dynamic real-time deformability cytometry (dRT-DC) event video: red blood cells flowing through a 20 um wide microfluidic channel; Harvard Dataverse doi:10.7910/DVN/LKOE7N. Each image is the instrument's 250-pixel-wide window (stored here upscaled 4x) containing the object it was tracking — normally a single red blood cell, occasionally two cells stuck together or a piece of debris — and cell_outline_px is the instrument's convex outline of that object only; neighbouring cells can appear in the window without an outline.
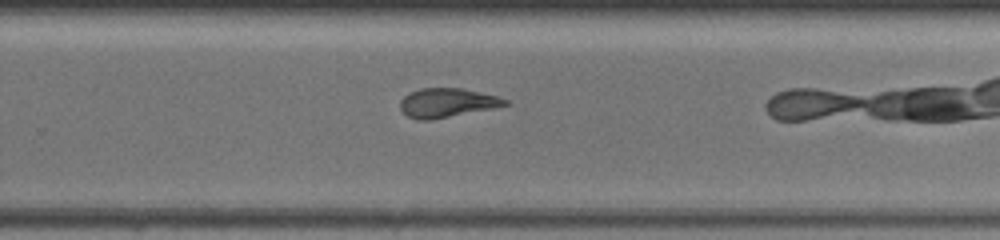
{"species": "common noctule bat (a hibernating species)", "species_latin": "Nyctalus noctula", "temperature_condition": "warm", "stored_images_in_passage": 15, "camera_frame_rate_fps": 3000, "um_per_image_px": 0.085, "animal": {"sex": "female", "body_mass_g": 19.5, "forearm_length_mm": 54.1}, "frame": {"image": 1, "passage_image": 9, "time_ms": 6.667, "image_size_px": [1000, 240], "cell_outline_px": [[508, 104], [492, 108], [432, 120], [416, 120], [408, 116], [400, 108], [400, 100], [408, 92], [420, 88], [460, 88], [496, 96], [508, 100]], "centroid_in_image_um": [37.93, 8.74], "position_along_channel_um": 291.9, "area_um2": 17.63}}
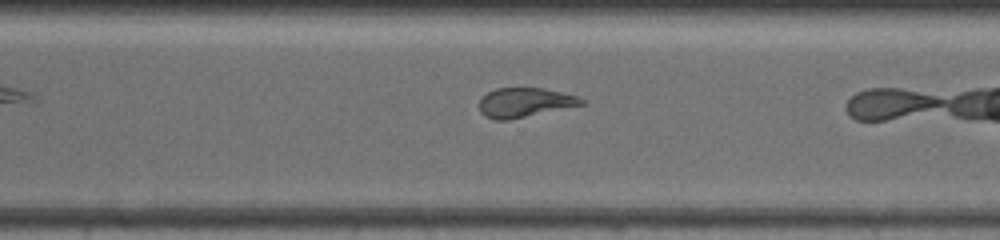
{"frame": {"image": 2, "passage_image": 11, "time_ms": 7.667, "image_size_px": [1000, 240], "cell_outline_px": [[584, 104], [508, 120], [496, 120], [484, 116], [480, 112], [480, 100], [488, 92], [496, 88], [544, 88], [576, 96], [584, 100]], "centroid_in_image_um": [44.57, 8.71], "position_along_channel_um": 326.0, "area_um2": 17.22}}